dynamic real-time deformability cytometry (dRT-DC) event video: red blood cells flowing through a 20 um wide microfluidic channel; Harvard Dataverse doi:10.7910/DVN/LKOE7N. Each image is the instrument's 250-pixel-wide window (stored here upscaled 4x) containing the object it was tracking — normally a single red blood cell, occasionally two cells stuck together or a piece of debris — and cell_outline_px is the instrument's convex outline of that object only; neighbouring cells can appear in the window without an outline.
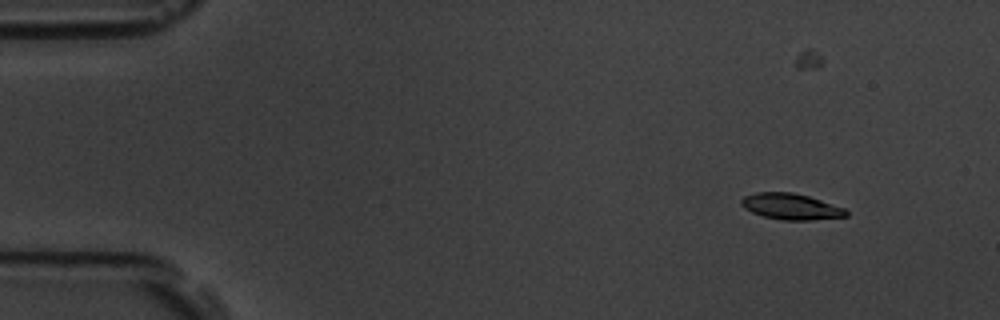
{"species": "common noctule bat (a hibernating species)", "species_latin": "Nyctalus noctula", "temperature_condition": "room temperature", "stored_images_in_passage": 16, "camera_frame_rate_fps": 3000, "um_per_image_px": 0.085, "animal": {"sex": "male", "body_mass_g": 19.5, "forearm_length_mm": 54.6}, "frame": {"image": 1, "passage_image": 3, "time_ms": 2.333, "image_size_px": [1000, 320], "cell_outline_px": [[848, 216], [812, 220], [780, 220], [764, 216], [752, 212], [744, 208], [740, 204], [740, 200], [744, 196], [756, 192], [792, 192], [808, 196], [844, 208], [848, 212]], "centroid_in_image_um": [67.2, 17.55], "position_along_channel_um": 17.8, "area_um2": 15.9}}
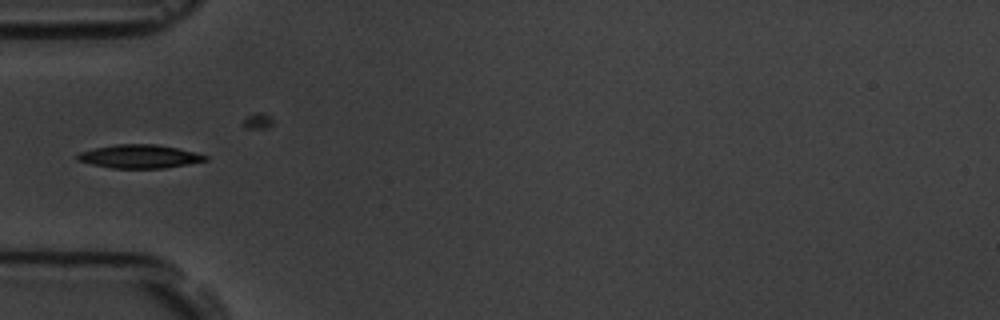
{"frame": {"image": 2, "passage_image": 6, "time_ms": 6.667, "image_size_px": [1000, 320], "cell_outline_px": [[208, 160], [188, 164], [164, 168], [112, 168], [92, 164], [76, 160], [76, 156], [80, 152], [96, 148], [116, 144], [156, 144], [196, 152], [208, 156]], "centroid_in_image_um": [11.87, 13.3], "position_along_channel_um": 73.1, "area_um2": 17.4}}
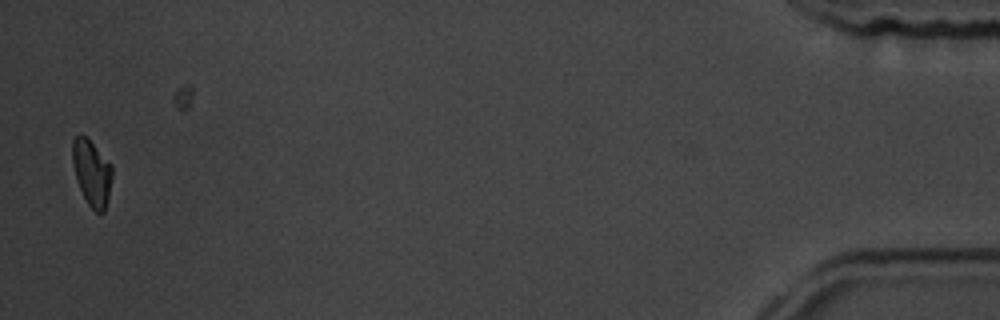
{"frame": {"image": 3, "passage_image": 16, "time_ms": 19.0, "image_size_px": [1000, 320], "cell_outline_px": [[112, 176], [108, 196], [104, 212], [96, 212], [88, 204], [76, 180], [72, 164], [72, 140], [80, 132], [112, 164]], "centroid_in_image_um": [7.78, 14.66], "position_along_channel_um": 427.4, "area_um2": 15.09}}